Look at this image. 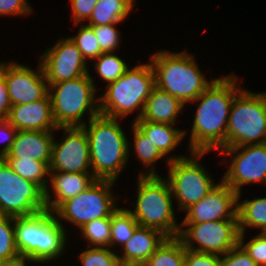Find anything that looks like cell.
Listing matches in <instances>:
<instances>
[{
    "label": "cell",
    "mask_w": 266,
    "mask_h": 266,
    "mask_svg": "<svg viewBox=\"0 0 266 266\" xmlns=\"http://www.w3.org/2000/svg\"><path fill=\"white\" fill-rule=\"evenodd\" d=\"M238 76L217 77L193 102L198 103L191 132L189 151L209 153L226 147L229 114L236 94L242 89ZM238 85V86H237Z\"/></svg>",
    "instance_id": "6da1fadb"
},
{
    "label": "cell",
    "mask_w": 266,
    "mask_h": 266,
    "mask_svg": "<svg viewBox=\"0 0 266 266\" xmlns=\"http://www.w3.org/2000/svg\"><path fill=\"white\" fill-rule=\"evenodd\" d=\"M83 127L89 140L94 177L117 182L119 175L129 163L132 148L119 120L99 114Z\"/></svg>",
    "instance_id": "7a4b0ae2"
},
{
    "label": "cell",
    "mask_w": 266,
    "mask_h": 266,
    "mask_svg": "<svg viewBox=\"0 0 266 266\" xmlns=\"http://www.w3.org/2000/svg\"><path fill=\"white\" fill-rule=\"evenodd\" d=\"M14 234L18 253L28 257L33 264L58 260L68 241L65 226L48 209L14 217Z\"/></svg>",
    "instance_id": "3957f363"
},
{
    "label": "cell",
    "mask_w": 266,
    "mask_h": 266,
    "mask_svg": "<svg viewBox=\"0 0 266 266\" xmlns=\"http://www.w3.org/2000/svg\"><path fill=\"white\" fill-rule=\"evenodd\" d=\"M190 52L159 50L150 57L155 86L175 96L183 105L193 102L216 79L209 80Z\"/></svg>",
    "instance_id": "277c9868"
},
{
    "label": "cell",
    "mask_w": 266,
    "mask_h": 266,
    "mask_svg": "<svg viewBox=\"0 0 266 266\" xmlns=\"http://www.w3.org/2000/svg\"><path fill=\"white\" fill-rule=\"evenodd\" d=\"M155 86L151 63L138 64L128 68L116 81L106 85L99 96L100 114L122 119L136 110L134 121L142 117L147 98Z\"/></svg>",
    "instance_id": "5b68a950"
},
{
    "label": "cell",
    "mask_w": 266,
    "mask_h": 266,
    "mask_svg": "<svg viewBox=\"0 0 266 266\" xmlns=\"http://www.w3.org/2000/svg\"><path fill=\"white\" fill-rule=\"evenodd\" d=\"M137 199L133 214L140 226L161 231L167 237H177L180 225L176 220L173 195L168 181L160 175L137 176Z\"/></svg>",
    "instance_id": "8992f818"
},
{
    "label": "cell",
    "mask_w": 266,
    "mask_h": 266,
    "mask_svg": "<svg viewBox=\"0 0 266 266\" xmlns=\"http://www.w3.org/2000/svg\"><path fill=\"white\" fill-rule=\"evenodd\" d=\"M91 73L79 78L48 84L52 114L57 127L84 126V114L88 121L99 115V96Z\"/></svg>",
    "instance_id": "52a82bcc"
},
{
    "label": "cell",
    "mask_w": 266,
    "mask_h": 266,
    "mask_svg": "<svg viewBox=\"0 0 266 266\" xmlns=\"http://www.w3.org/2000/svg\"><path fill=\"white\" fill-rule=\"evenodd\" d=\"M266 143V91L241 89L231 106L226 147Z\"/></svg>",
    "instance_id": "ba28073f"
},
{
    "label": "cell",
    "mask_w": 266,
    "mask_h": 266,
    "mask_svg": "<svg viewBox=\"0 0 266 266\" xmlns=\"http://www.w3.org/2000/svg\"><path fill=\"white\" fill-rule=\"evenodd\" d=\"M114 184L115 181L96 179L86 190L64 201L54 215L60 224L65 220L78 229L95 219L111 217L119 200L111 190Z\"/></svg>",
    "instance_id": "9c48e42d"
},
{
    "label": "cell",
    "mask_w": 266,
    "mask_h": 266,
    "mask_svg": "<svg viewBox=\"0 0 266 266\" xmlns=\"http://www.w3.org/2000/svg\"><path fill=\"white\" fill-rule=\"evenodd\" d=\"M207 153L189 152L185 158L170 161L168 164V177L173 198L177 201V209L186 210L191 205L199 202L219 182L206 171L199 162L201 157Z\"/></svg>",
    "instance_id": "30bf717a"
},
{
    "label": "cell",
    "mask_w": 266,
    "mask_h": 266,
    "mask_svg": "<svg viewBox=\"0 0 266 266\" xmlns=\"http://www.w3.org/2000/svg\"><path fill=\"white\" fill-rule=\"evenodd\" d=\"M45 209V192L34 182L19 176L4 158H0V215L29 216Z\"/></svg>",
    "instance_id": "8fae6325"
},
{
    "label": "cell",
    "mask_w": 266,
    "mask_h": 266,
    "mask_svg": "<svg viewBox=\"0 0 266 266\" xmlns=\"http://www.w3.org/2000/svg\"><path fill=\"white\" fill-rule=\"evenodd\" d=\"M180 224L178 237L192 251L222 256L239 243L238 220Z\"/></svg>",
    "instance_id": "7c38bea8"
},
{
    "label": "cell",
    "mask_w": 266,
    "mask_h": 266,
    "mask_svg": "<svg viewBox=\"0 0 266 266\" xmlns=\"http://www.w3.org/2000/svg\"><path fill=\"white\" fill-rule=\"evenodd\" d=\"M230 156L231 162L222 181L241 197L242 186L263 182L266 185V143L225 147L219 155Z\"/></svg>",
    "instance_id": "4fadbf2b"
},
{
    "label": "cell",
    "mask_w": 266,
    "mask_h": 266,
    "mask_svg": "<svg viewBox=\"0 0 266 266\" xmlns=\"http://www.w3.org/2000/svg\"><path fill=\"white\" fill-rule=\"evenodd\" d=\"M58 129L63 131L64 136L60 141L54 137L50 171L92 173L89 140L84 127H58Z\"/></svg>",
    "instance_id": "5bb4252c"
},
{
    "label": "cell",
    "mask_w": 266,
    "mask_h": 266,
    "mask_svg": "<svg viewBox=\"0 0 266 266\" xmlns=\"http://www.w3.org/2000/svg\"><path fill=\"white\" fill-rule=\"evenodd\" d=\"M39 62L48 84L73 80L90 72L88 62L69 36L47 48Z\"/></svg>",
    "instance_id": "9a60e30c"
},
{
    "label": "cell",
    "mask_w": 266,
    "mask_h": 266,
    "mask_svg": "<svg viewBox=\"0 0 266 266\" xmlns=\"http://www.w3.org/2000/svg\"><path fill=\"white\" fill-rule=\"evenodd\" d=\"M36 68L33 70L14 60L4 62V77L12 106L35 102L48 94L49 86L40 62Z\"/></svg>",
    "instance_id": "2e32d148"
},
{
    "label": "cell",
    "mask_w": 266,
    "mask_h": 266,
    "mask_svg": "<svg viewBox=\"0 0 266 266\" xmlns=\"http://www.w3.org/2000/svg\"><path fill=\"white\" fill-rule=\"evenodd\" d=\"M237 211L238 193L220 180L204 198L184 211L181 223L238 220Z\"/></svg>",
    "instance_id": "e0dca14e"
},
{
    "label": "cell",
    "mask_w": 266,
    "mask_h": 266,
    "mask_svg": "<svg viewBox=\"0 0 266 266\" xmlns=\"http://www.w3.org/2000/svg\"><path fill=\"white\" fill-rule=\"evenodd\" d=\"M7 120L17 131H59L49 94L35 102L11 106Z\"/></svg>",
    "instance_id": "ac0fdd59"
},
{
    "label": "cell",
    "mask_w": 266,
    "mask_h": 266,
    "mask_svg": "<svg viewBox=\"0 0 266 266\" xmlns=\"http://www.w3.org/2000/svg\"><path fill=\"white\" fill-rule=\"evenodd\" d=\"M55 132L17 131L14 142L4 159H32L49 166Z\"/></svg>",
    "instance_id": "d6986e66"
},
{
    "label": "cell",
    "mask_w": 266,
    "mask_h": 266,
    "mask_svg": "<svg viewBox=\"0 0 266 266\" xmlns=\"http://www.w3.org/2000/svg\"><path fill=\"white\" fill-rule=\"evenodd\" d=\"M49 177L48 184H51L50 187L52 189L48 187L45 191V205L46 208L52 212L64 201L86 190L96 180L93 173L50 171Z\"/></svg>",
    "instance_id": "ffe728a7"
},
{
    "label": "cell",
    "mask_w": 266,
    "mask_h": 266,
    "mask_svg": "<svg viewBox=\"0 0 266 266\" xmlns=\"http://www.w3.org/2000/svg\"><path fill=\"white\" fill-rule=\"evenodd\" d=\"M166 238L161 231L138 225L117 254L120 265L142 266Z\"/></svg>",
    "instance_id": "44dd1931"
},
{
    "label": "cell",
    "mask_w": 266,
    "mask_h": 266,
    "mask_svg": "<svg viewBox=\"0 0 266 266\" xmlns=\"http://www.w3.org/2000/svg\"><path fill=\"white\" fill-rule=\"evenodd\" d=\"M144 135L151 140L156 148L164 155L167 154V165L170 161L185 158L184 155L170 154L175 148L178 147L180 142L184 139L187 131L173 127L174 125L165 123H156L145 120H137L133 122ZM171 155V156H169Z\"/></svg>",
    "instance_id": "7402d4cb"
},
{
    "label": "cell",
    "mask_w": 266,
    "mask_h": 266,
    "mask_svg": "<svg viewBox=\"0 0 266 266\" xmlns=\"http://www.w3.org/2000/svg\"><path fill=\"white\" fill-rule=\"evenodd\" d=\"M184 107L175 96L154 86L139 120L175 125Z\"/></svg>",
    "instance_id": "603a6c76"
},
{
    "label": "cell",
    "mask_w": 266,
    "mask_h": 266,
    "mask_svg": "<svg viewBox=\"0 0 266 266\" xmlns=\"http://www.w3.org/2000/svg\"><path fill=\"white\" fill-rule=\"evenodd\" d=\"M135 2L136 0H99L87 20V25L101 26L121 23L131 13Z\"/></svg>",
    "instance_id": "cb8c5ba5"
},
{
    "label": "cell",
    "mask_w": 266,
    "mask_h": 266,
    "mask_svg": "<svg viewBox=\"0 0 266 266\" xmlns=\"http://www.w3.org/2000/svg\"><path fill=\"white\" fill-rule=\"evenodd\" d=\"M238 196V229L239 233H245L247 228L260 229V233H266V197H257L252 200L245 199L240 202Z\"/></svg>",
    "instance_id": "d4e9b609"
},
{
    "label": "cell",
    "mask_w": 266,
    "mask_h": 266,
    "mask_svg": "<svg viewBox=\"0 0 266 266\" xmlns=\"http://www.w3.org/2000/svg\"><path fill=\"white\" fill-rule=\"evenodd\" d=\"M186 248L177 237H167L142 266H185Z\"/></svg>",
    "instance_id": "484cf974"
},
{
    "label": "cell",
    "mask_w": 266,
    "mask_h": 266,
    "mask_svg": "<svg viewBox=\"0 0 266 266\" xmlns=\"http://www.w3.org/2000/svg\"><path fill=\"white\" fill-rule=\"evenodd\" d=\"M132 134H133V147L136 158L141 162L145 168L138 175H159L155 169V164L158 160L163 159L165 156L156 148V146L148 139L144 133L132 123ZM151 165V166H150ZM149 166V167H148Z\"/></svg>",
    "instance_id": "4316f807"
},
{
    "label": "cell",
    "mask_w": 266,
    "mask_h": 266,
    "mask_svg": "<svg viewBox=\"0 0 266 266\" xmlns=\"http://www.w3.org/2000/svg\"><path fill=\"white\" fill-rule=\"evenodd\" d=\"M13 171L23 179L37 184L44 192L49 187V166L40 161L32 159H5Z\"/></svg>",
    "instance_id": "83f0119b"
},
{
    "label": "cell",
    "mask_w": 266,
    "mask_h": 266,
    "mask_svg": "<svg viewBox=\"0 0 266 266\" xmlns=\"http://www.w3.org/2000/svg\"><path fill=\"white\" fill-rule=\"evenodd\" d=\"M138 225V222L128 208L119 207L111 215L110 248L116 246V244L122 247L133 236Z\"/></svg>",
    "instance_id": "f1b7e54d"
},
{
    "label": "cell",
    "mask_w": 266,
    "mask_h": 266,
    "mask_svg": "<svg viewBox=\"0 0 266 266\" xmlns=\"http://www.w3.org/2000/svg\"><path fill=\"white\" fill-rule=\"evenodd\" d=\"M80 230V235L87 241L89 247L110 248L111 217L95 219L85 224Z\"/></svg>",
    "instance_id": "f546056e"
},
{
    "label": "cell",
    "mask_w": 266,
    "mask_h": 266,
    "mask_svg": "<svg viewBox=\"0 0 266 266\" xmlns=\"http://www.w3.org/2000/svg\"><path fill=\"white\" fill-rule=\"evenodd\" d=\"M95 72L106 84L119 79L129 68L126 61L121 59L115 52L103 53L94 62Z\"/></svg>",
    "instance_id": "4dcf8cb0"
},
{
    "label": "cell",
    "mask_w": 266,
    "mask_h": 266,
    "mask_svg": "<svg viewBox=\"0 0 266 266\" xmlns=\"http://www.w3.org/2000/svg\"><path fill=\"white\" fill-rule=\"evenodd\" d=\"M70 38L76 44L87 62L88 60H95L103 54L94 29L85 23H81L77 35H72Z\"/></svg>",
    "instance_id": "1f68e13d"
},
{
    "label": "cell",
    "mask_w": 266,
    "mask_h": 266,
    "mask_svg": "<svg viewBox=\"0 0 266 266\" xmlns=\"http://www.w3.org/2000/svg\"><path fill=\"white\" fill-rule=\"evenodd\" d=\"M117 251L108 247H89L79 254L82 266H120Z\"/></svg>",
    "instance_id": "d6a6232c"
},
{
    "label": "cell",
    "mask_w": 266,
    "mask_h": 266,
    "mask_svg": "<svg viewBox=\"0 0 266 266\" xmlns=\"http://www.w3.org/2000/svg\"><path fill=\"white\" fill-rule=\"evenodd\" d=\"M14 217L0 215V261L17 256Z\"/></svg>",
    "instance_id": "836d02e7"
},
{
    "label": "cell",
    "mask_w": 266,
    "mask_h": 266,
    "mask_svg": "<svg viewBox=\"0 0 266 266\" xmlns=\"http://www.w3.org/2000/svg\"><path fill=\"white\" fill-rule=\"evenodd\" d=\"M91 27L94 29L102 53L117 51V48L121 45V34L116 28V24Z\"/></svg>",
    "instance_id": "e575fe53"
},
{
    "label": "cell",
    "mask_w": 266,
    "mask_h": 266,
    "mask_svg": "<svg viewBox=\"0 0 266 266\" xmlns=\"http://www.w3.org/2000/svg\"><path fill=\"white\" fill-rule=\"evenodd\" d=\"M239 244L258 266H266V233H258L245 243V233H239Z\"/></svg>",
    "instance_id": "d590c367"
},
{
    "label": "cell",
    "mask_w": 266,
    "mask_h": 266,
    "mask_svg": "<svg viewBox=\"0 0 266 266\" xmlns=\"http://www.w3.org/2000/svg\"><path fill=\"white\" fill-rule=\"evenodd\" d=\"M220 263L221 266H258L239 243L220 256Z\"/></svg>",
    "instance_id": "8d00e7d4"
},
{
    "label": "cell",
    "mask_w": 266,
    "mask_h": 266,
    "mask_svg": "<svg viewBox=\"0 0 266 266\" xmlns=\"http://www.w3.org/2000/svg\"><path fill=\"white\" fill-rule=\"evenodd\" d=\"M71 2V19L73 24L77 26L79 23H84V20H88L96 3L99 0H69Z\"/></svg>",
    "instance_id": "74e56055"
},
{
    "label": "cell",
    "mask_w": 266,
    "mask_h": 266,
    "mask_svg": "<svg viewBox=\"0 0 266 266\" xmlns=\"http://www.w3.org/2000/svg\"><path fill=\"white\" fill-rule=\"evenodd\" d=\"M28 2L27 0H0V16L30 15L33 9Z\"/></svg>",
    "instance_id": "f35d334b"
},
{
    "label": "cell",
    "mask_w": 266,
    "mask_h": 266,
    "mask_svg": "<svg viewBox=\"0 0 266 266\" xmlns=\"http://www.w3.org/2000/svg\"><path fill=\"white\" fill-rule=\"evenodd\" d=\"M185 266H221L220 256L186 249Z\"/></svg>",
    "instance_id": "ab89813d"
},
{
    "label": "cell",
    "mask_w": 266,
    "mask_h": 266,
    "mask_svg": "<svg viewBox=\"0 0 266 266\" xmlns=\"http://www.w3.org/2000/svg\"><path fill=\"white\" fill-rule=\"evenodd\" d=\"M7 83L4 77V62H0V120L7 119L11 108Z\"/></svg>",
    "instance_id": "60d3db41"
},
{
    "label": "cell",
    "mask_w": 266,
    "mask_h": 266,
    "mask_svg": "<svg viewBox=\"0 0 266 266\" xmlns=\"http://www.w3.org/2000/svg\"><path fill=\"white\" fill-rule=\"evenodd\" d=\"M17 130L9 123L7 119L0 120V143L5 142L2 149L0 148V158H4L5 155L9 152Z\"/></svg>",
    "instance_id": "b9f144b4"
},
{
    "label": "cell",
    "mask_w": 266,
    "mask_h": 266,
    "mask_svg": "<svg viewBox=\"0 0 266 266\" xmlns=\"http://www.w3.org/2000/svg\"><path fill=\"white\" fill-rule=\"evenodd\" d=\"M28 262L31 264L32 261L28 257L18 254L15 257L1 260L0 266H28Z\"/></svg>",
    "instance_id": "7bdbcfd3"
}]
</instances>
